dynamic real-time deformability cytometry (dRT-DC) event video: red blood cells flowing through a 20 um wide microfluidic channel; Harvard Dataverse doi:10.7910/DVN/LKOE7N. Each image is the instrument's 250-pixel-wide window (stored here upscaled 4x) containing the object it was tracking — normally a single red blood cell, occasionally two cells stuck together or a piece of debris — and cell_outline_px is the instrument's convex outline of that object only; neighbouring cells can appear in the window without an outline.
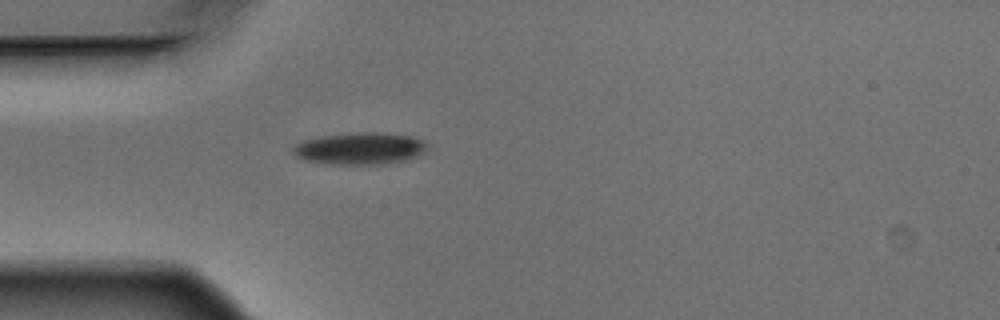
{"species": "Egyptian fruit bat (a non-hibernating species)", "species_latin": "Rousettus aegyptiacus", "temperature_condition": "warm", "stored_images_in_passage": 1, "camera_frame_rate_fps": 3000, "um_per_image_px": 0.085, "animal": {"sex": "male"}, "frame": {"image": 1, "passage_image": 1, "time_ms": 0.0, "image_size_px": [1000, 320], "cell_outline_px": [[428, 152], [404, 160], [380, 164], [328, 164], [304, 160], [296, 156], [292, 152], [292, 148], [296, 144], [304, 140], [320, 136], [360, 132], [380, 132], [412, 136], [424, 140], [428, 144]], "centroid_in_image_um": [30.62, 12.61], "position_along_channel_um": 54.4, "area_um2": 25.2}}